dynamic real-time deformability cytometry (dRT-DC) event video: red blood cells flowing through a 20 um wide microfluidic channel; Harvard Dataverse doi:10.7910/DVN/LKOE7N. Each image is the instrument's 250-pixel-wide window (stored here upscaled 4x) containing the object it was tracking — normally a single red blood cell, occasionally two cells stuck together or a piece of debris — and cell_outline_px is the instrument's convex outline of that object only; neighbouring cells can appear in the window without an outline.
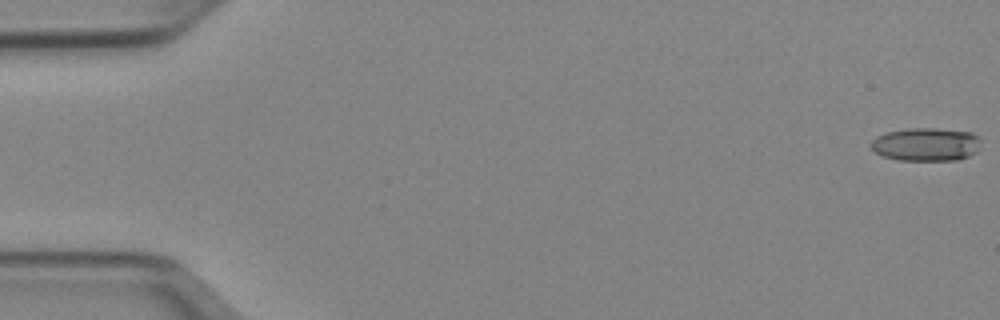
{"species": "Egyptian fruit bat (a non-hibernating species)", "species_latin": "Rousettus aegyptiacus", "temperature_condition": "cold", "stored_images_in_passage": 52, "camera_frame_rate_fps": 3000, "um_per_image_px": 0.085, "animal": {"sex": "female"}, "frame": {"image": 1, "passage_image": 1, "time_ms": 0.0, "image_size_px": [1000, 320], "cell_outline_px": [[980, 140], [976, 152], [968, 156], [956, 160], [900, 160], [884, 156], [876, 152], [868, 144], [876, 136], [888, 132], [908, 128], [936, 128], [972, 132], [980, 136]], "centroid_in_image_um": [78.72, 12.26], "position_along_channel_um": 6.3, "area_um2": 21.33}}
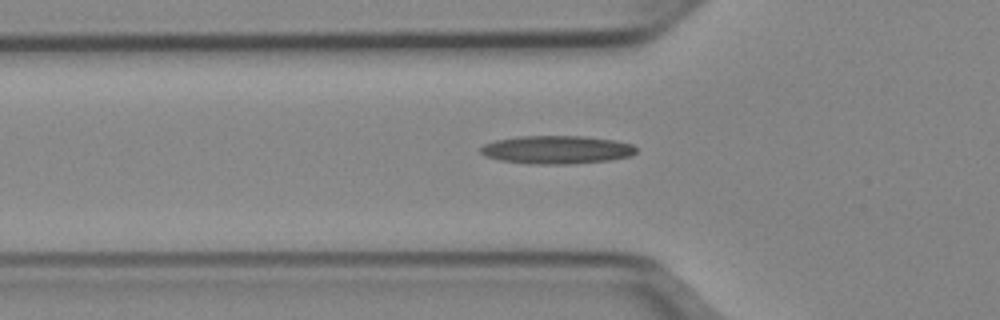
{"frame": {"image": 2, "passage_image": 18, "time_ms": 5.667, "image_size_px": [1000, 320], "cell_outline_px": [[636, 152], [632, 156], [612, 160], [572, 164], [532, 164], [500, 160], [484, 156], [480, 152], [480, 148], [484, 144], [496, 140], [520, 136], [584, 136], [612, 140], [632, 144], [636, 148]], "centroid_in_image_um": [47.32, 12.73], "position_along_channel_um": 78.5, "area_um2": 25.66}}
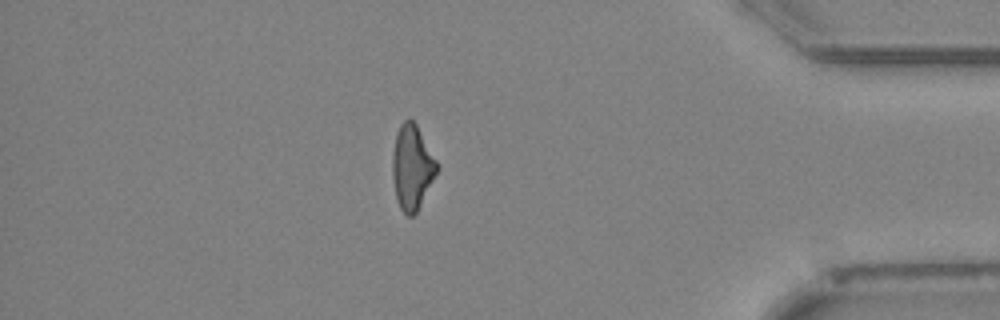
{"frame": {"image": 3, "passage_image": 45, "time_ms": 14.667, "image_size_px": [1000, 320], "cell_outline_px": [[440, 168], [416, 212], [412, 216], [408, 216], [400, 208], [396, 200], [392, 176], [392, 152], [396, 136], [400, 124], [404, 120], [412, 120], [416, 124], [436, 160]], "centroid_in_image_um": [35.01, 14.23], "position_along_channel_um": 400.2, "area_um2": 21.79}, "authors_computed_cell_mechanics": {"area_um2": 22.4264, "velocity_mm_per_s": 3.973, "shape_relaxation_time_tau1_ms": null, "shape_relaxation_time_tau2_ms": 4.7106, "deformation_change_tau1": null, "deformation_change_tau2": 0.1673}}